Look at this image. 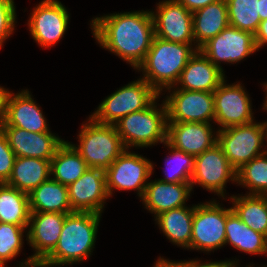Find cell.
Instances as JSON below:
<instances>
[{
    "label": "cell",
    "mask_w": 267,
    "mask_h": 267,
    "mask_svg": "<svg viewBox=\"0 0 267 267\" xmlns=\"http://www.w3.org/2000/svg\"><path fill=\"white\" fill-rule=\"evenodd\" d=\"M92 35L100 47L137 68L143 63L155 36L149 10L118 12L93 17Z\"/></svg>",
    "instance_id": "1"
},
{
    "label": "cell",
    "mask_w": 267,
    "mask_h": 267,
    "mask_svg": "<svg viewBox=\"0 0 267 267\" xmlns=\"http://www.w3.org/2000/svg\"><path fill=\"white\" fill-rule=\"evenodd\" d=\"M102 214L68 213L58 243L38 267H60L82 263L93 253Z\"/></svg>",
    "instance_id": "2"
},
{
    "label": "cell",
    "mask_w": 267,
    "mask_h": 267,
    "mask_svg": "<svg viewBox=\"0 0 267 267\" xmlns=\"http://www.w3.org/2000/svg\"><path fill=\"white\" fill-rule=\"evenodd\" d=\"M197 50L191 44L170 42L154 36L143 63L137 68L160 95L177 83L182 70Z\"/></svg>",
    "instance_id": "3"
},
{
    "label": "cell",
    "mask_w": 267,
    "mask_h": 267,
    "mask_svg": "<svg viewBox=\"0 0 267 267\" xmlns=\"http://www.w3.org/2000/svg\"><path fill=\"white\" fill-rule=\"evenodd\" d=\"M160 97L147 108L128 114L115 124L125 149L147 148L166 142L167 109L164 101L157 106Z\"/></svg>",
    "instance_id": "4"
},
{
    "label": "cell",
    "mask_w": 267,
    "mask_h": 267,
    "mask_svg": "<svg viewBox=\"0 0 267 267\" xmlns=\"http://www.w3.org/2000/svg\"><path fill=\"white\" fill-rule=\"evenodd\" d=\"M77 138L79 145L69 143L89 168L106 171L125 150L115 125L97 123L90 116Z\"/></svg>",
    "instance_id": "5"
},
{
    "label": "cell",
    "mask_w": 267,
    "mask_h": 267,
    "mask_svg": "<svg viewBox=\"0 0 267 267\" xmlns=\"http://www.w3.org/2000/svg\"><path fill=\"white\" fill-rule=\"evenodd\" d=\"M159 95L139 78L107 96L90 117L100 124L115 125L122 117L147 108Z\"/></svg>",
    "instance_id": "6"
},
{
    "label": "cell",
    "mask_w": 267,
    "mask_h": 267,
    "mask_svg": "<svg viewBox=\"0 0 267 267\" xmlns=\"http://www.w3.org/2000/svg\"><path fill=\"white\" fill-rule=\"evenodd\" d=\"M265 141L264 122L254 120L247 124L217 130V144L222 148L229 163L236 171L256 156L267 151L262 148L266 147L264 146Z\"/></svg>",
    "instance_id": "7"
},
{
    "label": "cell",
    "mask_w": 267,
    "mask_h": 267,
    "mask_svg": "<svg viewBox=\"0 0 267 267\" xmlns=\"http://www.w3.org/2000/svg\"><path fill=\"white\" fill-rule=\"evenodd\" d=\"M153 170L154 163L149 159L125 149L105 171L109 197L114 190H134L141 199Z\"/></svg>",
    "instance_id": "8"
},
{
    "label": "cell",
    "mask_w": 267,
    "mask_h": 267,
    "mask_svg": "<svg viewBox=\"0 0 267 267\" xmlns=\"http://www.w3.org/2000/svg\"><path fill=\"white\" fill-rule=\"evenodd\" d=\"M168 91L164 101L167 109V123H214L213 92L177 89ZM213 120V121H212Z\"/></svg>",
    "instance_id": "9"
},
{
    "label": "cell",
    "mask_w": 267,
    "mask_h": 267,
    "mask_svg": "<svg viewBox=\"0 0 267 267\" xmlns=\"http://www.w3.org/2000/svg\"><path fill=\"white\" fill-rule=\"evenodd\" d=\"M226 208L215 199L194 205L190 249L207 253L225 245Z\"/></svg>",
    "instance_id": "10"
},
{
    "label": "cell",
    "mask_w": 267,
    "mask_h": 267,
    "mask_svg": "<svg viewBox=\"0 0 267 267\" xmlns=\"http://www.w3.org/2000/svg\"><path fill=\"white\" fill-rule=\"evenodd\" d=\"M68 213L30 212L27 242L35 253L18 267H38L54 250Z\"/></svg>",
    "instance_id": "11"
},
{
    "label": "cell",
    "mask_w": 267,
    "mask_h": 267,
    "mask_svg": "<svg viewBox=\"0 0 267 267\" xmlns=\"http://www.w3.org/2000/svg\"><path fill=\"white\" fill-rule=\"evenodd\" d=\"M237 171L229 163L222 148L215 144L211 149L195 157L194 172L190 181L193 191L194 184L203 187L225 199L226 184L236 182Z\"/></svg>",
    "instance_id": "12"
},
{
    "label": "cell",
    "mask_w": 267,
    "mask_h": 267,
    "mask_svg": "<svg viewBox=\"0 0 267 267\" xmlns=\"http://www.w3.org/2000/svg\"><path fill=\"white\" fill-rule=\"evenodd\" d=\"M70 14L59 0H43L30 13L28 27L33 40L51 48L64 37Z\"/></svg>",
    "instance_id": "13"
},
{
    "label": "cell",
    "mask_w": 267,
    "mask_h": 267,
    "mask_svg": "<svg viewBox=\"0 0 267 267\" xmlns=\"http://www.w3.org/2000/svg\"><path fill=\"white\" fill-rule=\"evenodd\" d=\"M199 50L223 72L221 62L235 64L258 51L254 34L230 25Z\"/></svg>",
    "instance_id": "14"
},
{
    "label": "cell",
    "mask_w": 267,
    "mask_h": 267,
    "mask_svg": "<svg viewBox=\"0 0 267 267\" xmlns=\"http://www.w3.org/2000/svg\"><path fill=\"white\" fill-rule=\"evenodd\" d=\"M156 10H151L156 37L170 42L191 44L199 50L194 41L191 11L177 0L160 1Z\"/></svg>",
    "instance_id": "15"
},
{
    "label": "cell",
    "mask_w": 267,
    "mask_h": 267,
    "mask_svg": "<svg viewBox=\"0 0 267 267\" xmlns=\"http://www.w3.org/2000/svg\"><path fill=\"white\" fill-rule=\"evenodd\" d=\"M226 83L224 79L213 92L214 123L219 126L218 130L234 125L247 124L255 120L251 99L244 86L241 85L242 83Z\"/></svg>",
    "instance_id": "16"
},
{
    "label": "cell",
    "mask_w": 267,
    "mask_h": 267,
    "mask_svg": "<svg viewBox=\"0 0 267 267\" xmlns=\"http://www.w3.org/2000/svg\"><path fill=\"white\" fill-rule=\"evenodd\" d=\"M72 211L102 214L109 198L105 171L89 168L77 181L68 186Z\"/></svg>",
    "instance_id": "17"
},
{
    "label": "cell",
    "mask_w": 267,
    "mask_h": 267,
    "mask_svg": "<svg viewBox=\"0 0 267 267\" xmlns=\"http://www.w3.org/2000/svg\"><path fill=\"white\" fill-rule=\"evenodd\" d=\"M0 130L7 137L9 146L16 157L51 160L57 149L65 142L52 131L27 132L19 127H0Z\"/></svg>",
    "instance_id": "18"
},
{
    "label": "cell",
    "mask_w": 267,
    "mask_h": 267,
    "mask_svg": "<svg viewBox=\"0 0 267 267\" xmlns=\"http://www.w3.org/2000/svg\"><path fill=\"white\" fill-rule=\"evenodd\" d=\"M212 123H167L166 142L194 157L217 144Z\"/></svg>",
    "instance_id": "19"
},
{
    "label": "cell",
    "mask_w": 267,
    "mask_h": 267,
    "mask_svg": "<svg viewBox=\"0 0 267 267\" xmlns=\"http://www.w3.org/2000/svg\"><path fill=\"white\" fill-rule=\"evenodd\" d=\"M27 89L15 93L11 91L6 114L0 127H19L27 132H50L46 117Z\"/></svg>",
    "instance_id": "20"
},
{
    "label": "cell",
    "mask_w": 267,
    "mask_h": 267,
    "mask_svg": "<svg viewBox=\"0 0 267 267\" xmlns=\"http://www.w3.org/2000/svg\"><path fill=\"white\" fill-rule=\"evenodd\" d=\"M225 78L224 72L198 50L189 59L174 87L183 90L214 92Z\"/></svg>",
    "instance_id": "21"
},
{
    "label": "cell",
    "mask_w": 267,
    "mask_h": 267,
    "mask_svg": "<svg viewBox=\"0 0 267 267\" xmlns=\"http://www.w3.org/2000/svg\"><path fill=\"white\" fill-rule=\"evenodd\" d=\"M191 192L190 183H167L155 179L148 181L140 201L155 218L163 212L186 206Z\"/></svg>",
    "instance_id": "22"
},
{
    "label": "cell",
    "mask_w": 267,
    "mask_h": 267,
    "mask_svg": "<svg viewBox=\"0 0 267 267\" xmlns=\"http://www.w3.org/2000/svg\"><path fill=\"white\" fill-rule=\"evenodd\" d=\"M192 17L194 41L198 49L229 26L226 0H216L192 12Z\"/></svg>",
    "instance_id": "23"
},
{
    "label": "cell",
    "mask_w": 267,
    "mask_h": 267,
    "mask_svg": "<svg viewBox=\"0 0 267 267\" xmlns=\"http://www.w3.org/2000/svg\"><path fill=\"white\" fill-rule=\"evenodd\" d=\"M226 244L247 254L266 255L267 237L249 228L230 207L226 208Z\"/></svg>",
    "instance_id": "24"
},
{
    "label": "cell",
    "mask_w": 267,
    "mask_h": 267,
    "mask_svg": "<svg viewBox=\"0 0 267 267\" xmlns=\"http://www.w3.org/2000/svg\"><path fill=\"white\" fill-rule=\"evenodd\" d=\"M51 160L16 157L7 185L30 194L51 177Z\"/></svg>",
    "instance_id": "25"
},
{
    "label": "cell",
    "mask_w": 267,
    "mask_h": 267,
    "mask_svg": "<svg viewBox=\"0 0 267 267\" xmlns=\"http://www.w3.org/2000/svg\"><path fill=\"white\" fill-rule=\"evenodd\" d=\"M194 216V205L183 206L163 212L154 219L160 231L173 244L190 249L192 236V223Z\"/></svg>",
    "instance_id": "26"
},
{
    "label": "cell",
    "mask_w": 267,
    "mask_h": 267,
    "mask_svg": "<svg viewBox=\"0 0 267 267\" xmlns=\"http://www.w3.org/2000/svg\"><path fill=\"white\" fill-rule=\"evenodd\" d=\"M30 212L71 213L68 186L51 177L29 194Z\"/></svg>",
    "instance_id": "27"
},
{
    "label": "cell",
    "mask_w": 267,
    "mask_h": 267,
    "mask_svg": "<svg viewBox=\"0 0 267 267\" xmlns=\"http://www.w3.org/2000/svg\"><path fill=\"white\" fill-rule=\"evenodd\" d=\"M50 169L52 179L69 186L77 181L89 167L73 146L65 141L51 159Z\"/></svg>",
    "instance_id": "28"
},
{
    "label": "cell",
    "mask_w": 267,
    "mask_h": 267,
    "mask_svg": "<svg viewBox=\"0 0 267 267\" xmlns=\"http://www.w3.org/2000/svg\"><path fill=\"white\" fill-rule=\"evenodd\" d=\"M232 209L249 228L267 237V196L231 195Z\"/></svg>",
    "instance_id": "29"
},
{
    "label": "cell",
    "mask_w": 267,
    "mask_h": 267,
    "mask_svg": "<svg viewBox=\"0 0 267 267\" xmlns=\"http://www.w3.org/2000/svg\"><path fill=\"white\" fill-rule=\"evenodd\" d=\"M30 219L29 195L0 184V222L28 228Z\"/></svg>",
    "instance_id": "30"
},
{
    "label": "cell",
    "mask_w": 267,
    "mask_h": 267,
    "mask_svg": "<svg viewBox=\"0 0 267 267\" xmlns=\"http://www.w3.org/2000/svg\"><path fill=\"white\" fill-rule=\"evenodd\" d=\"M236 184L246 187V194L267 196V151L237 170Z\"/></svg>",
    "instance_id": "31"
},
{
    "label": "cell",
    "mask_w": 267,
    "mask_h": 267,
    "mask_svg": "<svg viewBox=\"0 0 267 267\" xmlns=\"http://www.w3.org/2000/svg\"><path fill=\"white\" fill-rule=\"evenodd\" d=\"M229 25L255 34L261 19L260 0H226Z\"/></svg>",
    "instance_id": "32"
},
{
    "label": "cell",
    "mask_w": 267,
    "mask_h": 267,
    "mask_svg": "<svg viewBox=\"0 0 267 267\" xmlns=\"http://www.w3.org/2000/svg\"><path fill=\"white\" fill-rule=\"evenodd\" d=\"M164 146L170 150V153L165 159V178L158 180L167 183H190L194 172L195 157L170 146L167 142Z\"/></svg>",
    "instance_id": "33"
},
{
    "label": "cell",
    "mask_w": 267,
    "mask_h": 267,
    "mask_svg": "<svg viewBox=\"0 0 267 267\" xmlns=\"http://www.w3.org/2000/svg\"><path fill=\"white\" fill-rule=\"evenodd\" d=\"M27 228L14 224L0 222V266L16 258L23 248V238L26 236ZM26 230V231H25ZM24 233H26L24 235Z\"/></svg>",
    "instance_id": "34"
},
{
    "label": "cell",
    "mask_w": 267,
    "mask_h": 267,
    "mask_svg": "<svg viewBox=\"0 0 267 267\" xmlns=\"http://www.w3.org/2000/svg\"><path fill=\"white\" fill-rule=\"evenodd\" d=\"M17 19L14 0H0V49L15 29Z\"/></svg>",
    "instance_id": "35"
},
{
    "label": "cell",
    "mask_w": 267,
    "mask_h": 267,
    "mask_svg": "<svg viewBox=\"0 0 267 267\" xmlns=\"http://www.w3.org/2000/svg\"><path fill=\"white\" fill-rule=\"evenodd\" d=\"M15 159L16 155L10 148L7 137L0 130V184L9 180Z\"/></svg>",
    "instance_id": "36"
},
{
    "label": "cell",
    "mask_w": 267,
    "mask_h": 267,
    "mask_svg": "<svg viewBox=\"0 0 267 267\" xmlns=\"http://www.w3.org/2000/svg\"><path fill=\"white\" fill-rule=\"evenodd\" d=\"M239 266V259L238 260H220V261H210V262H202L199 259L189 260L188 267H238Z\"/></svg>",
    "instance_id": "37"
},
{
    "label": "cell",
    "mask_w": 267,
    "mask_h": 267,
    "mask_svg": "<svg viewBox=\"0 0 267 267\" xmlns=\"http://www.w3.org/2000/svg\"><path fill=\"white\" fill-rule=\"evenodd\" d=\"M257 50L267 44V19L260 22L257 32L254 34Z\"/></svg>",
    "instance_id": "38"
},
{
    "label": "cell",
    "mask_w": 267,
    "mask_h": 267,
    "mask_svg": "<svg viewBox=\"0 0 267 267\" xmlns=\"http://www.w3.org/2000/svg\"><path fill=\"white\" fill-rule=\"evenodd\" d=\"M189 11L194 12L200 8L207 6L208 4L214 3L216 0H177Z\"/></svg>",
    "instance_id": "39"
},
{
    "label": "cell",
    "mask_w": 267,
    "mask_h": 267,
    "mask_svg": "<svg viewBox=\"0 0 267 267\" xmlns=\"http://www.w3.org/2000/svg\"><path fill=\"white\" fill-rule=\"evenodd\" d=\"M153 267H188V261H174L159 257L158 260H156V262L154 263Z\"/></svg>",
    "instance_id": "40"
},
{
    "label": "cell",
    "mask_w": 267,
    "mask_h": 267,
    "mask_svg": "<svg viewBox=\"0 0 267 267\" xmlns=\"http://www.w3.org/2000/svg\"><path fill=\"white\" fill-rule=\"evenodd\" d=\"M11 91L0 86V124L3 122L6 114L7 101Z\"/></svg>",
    "instance_id": "41"
},
{
    "label": "cell",
    "mask_w": 267,
    "mask_h": 267,
    "mask_svg": "<svg viewBox=\"0 0 267 267\" xmlns=\"http://www.w3.org/2000/svg\"><path fill=\"white\" fill-rule=\"evenodd\" d=\"M261 21L267 19V0H260V13H259Z\"/></svg>",
    "instance_id": "42"
},
{
    "label": "cell",
    "mask_w": 267,
    "mask_h": 267,
    "mask_svg": "<svg viewBox=\"0 0 267 267\" xmlns=\"http://www.w3.org/2000/svg\"><path fill=\"white\" fill-rule=\"evenodd\" d=\"M262 86H263L264 90L266 91L265 92L266 97H265L264 103L262 105V109L267 111V82L263 83Z\"/></svg>",
    "instance_id": "43"
},
{
    "label": "cell",
    "mask_w": 267,
    "mask_h": 267,
    "mask_svg": "<svg viewBox=\"0 0 267 267\" xmlns=\"http://www.w3.org/2000/svg\"><path fill=\"white\" fill-rule=\"evenodd\" d=\"M265 129H266V142H267V121L264 122ZM267 145V144H266ZM267 149V148H266Z\"/></svg>",
    "instance_id": "44"
},
{
    "label": "cell",
    "mask_w": 267,
    "mask_h": 267,
    "mask_svg": "<svg viewBox=\"0 0 267 267\" xmlns=\"http://www.w3.org/2000/svg\"><path fill=\"white\" fill-rule=\"evenodd\" d=\"M253 265H255V264H250V265H247L246 267H254ZM238 267H240V266H238ZM261 267H267V265H263Z\"/></svg>",
    "instance_id": "45"
}]
</instances>
